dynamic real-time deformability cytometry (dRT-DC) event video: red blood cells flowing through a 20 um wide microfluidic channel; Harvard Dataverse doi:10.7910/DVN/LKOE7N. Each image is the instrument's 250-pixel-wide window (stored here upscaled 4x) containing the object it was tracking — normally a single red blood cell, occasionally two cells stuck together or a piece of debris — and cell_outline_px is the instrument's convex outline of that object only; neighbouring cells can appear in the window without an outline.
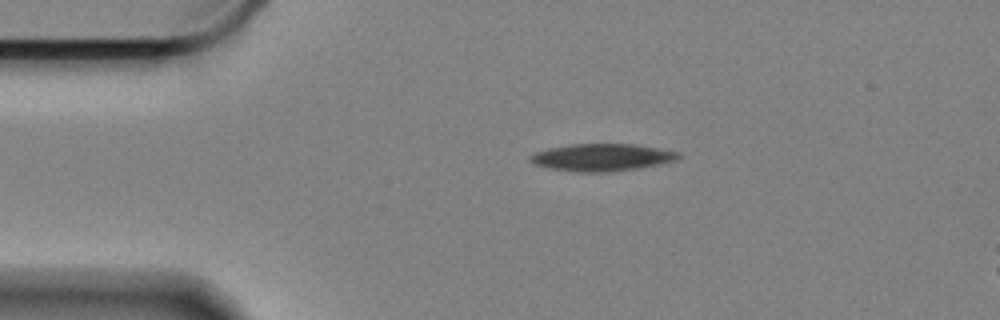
{"species": "Egyptian fruit bat (a non-hibernating species)", "species_latin": "Rousettus aegyptiacus", "temperature_condition": "cold", "stored_images_in_passage": 4, "camera_frame_rate_fps": 3000, "um_per_image_px": 0.085, "animal": {"sex": "female"}, "frame": {"image": 1, "passage_image": 1, "time_ms": 0.0, "image_size_px": [1000, 320], "cell_outline_px": [[680, 156], [676, 160], [660, 164], [636, 168], [608, 172], [576, 172], [548, 168], [532, 164], [528, 160], [528, 156], [536, 152], [548, 148], [572, 144], [632, 144], [680, 152]], "centroid_in_image_um": [51.09, 13.38], "position_along_channel_um": 33.9, "area_um2": 23.52}}